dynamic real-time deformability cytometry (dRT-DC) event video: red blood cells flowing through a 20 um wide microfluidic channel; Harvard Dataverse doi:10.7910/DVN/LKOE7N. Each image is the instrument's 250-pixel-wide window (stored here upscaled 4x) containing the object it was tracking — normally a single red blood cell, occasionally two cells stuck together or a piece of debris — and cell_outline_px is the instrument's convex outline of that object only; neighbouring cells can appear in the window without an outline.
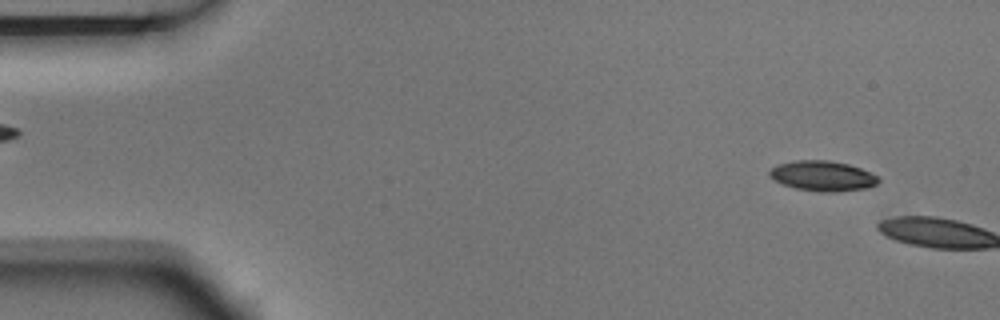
{"species": "Egyptian fruit bat (a non-hibernating species)", "species_latin": "Rousettus aegyptiacus", "temperature_condition": "room temperature", "stored_images_in_passage": 2, "camera_frame_rate_fps": 3000, "um_per_image_px": 0.085, "animal": {"sex": "male"}, "frame": {"image": 1, "passage_image": 1, "time_ms": 0.0, "image_size_px": [1000, 320], "cell_outline_px": [[880, 180], [876, 184], [868, 188], [836, 192], [824, 192], [796, 188], [784, 184], [768, 176], [768, 172], [776, 164], [796, 160], [828, 160], [848, 164], [860, 168], [880, 176]], "centroid_in_image_um": [69.95, 14.95], "position_along_channel_um": 15.1, "area_um2": 19.19}}